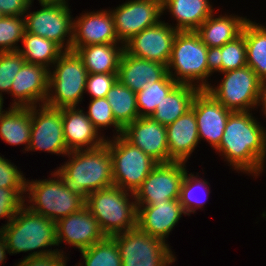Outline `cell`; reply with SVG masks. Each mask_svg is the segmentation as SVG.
I'll return each mask as SVG.
<instances>
[{
  "instance_id": "6da1fadb",
  "label": "cell",
  "mask_w": 266,
  "mask_h": 266,
  "mask_svg": "<svg viewBox=\"0 0 266 266\" xmlns=\"http://www.w3.org/2000/svg\"><path fill=\"white\" fill-rule=\"evenodd\" d=\"M257 119L252 111L231 112L215 149L230 170L254 176L253 179L266 168V127Z\"/></svg>"
},
{
  "instance_id": "7a4b0ae2",
  "label": "cell",
  "mask_w": 266,
  "mask_h": 266,
  "mask_svg": "<svg viewBox=\"0 0 266 266\" xmlns=\"http://www.w3.org/2000/svg\"><path fill=\"white\" fill-rule=\"evenodd\" d=\"M66 157L69 159L54 171L67 189L87 199L92 192L114 185L112 158L106 144L70 151Z\"/></svg>"
},
{
  "instance_id": "3957f363",
  "label": "cell",
  "mask_w": 266,
  "mask_h": 266,
  "mask_svg": "<svg viewBox=\"0 0 266 266\" xmlns=\"http://www.w3.org/2000/svg\"><path fill=\"white\" fill-rule=\"evenodd\" d=\"M0 234L6 240L10 255L29 252L23 257L29 258L57 251L67 254L64 248L61 249L62 246L52 250V246H58L56 222L31 211L25 205L11 222L0 229Z\"/></svg>"
},
{
  "instance_id": "277c9868",
  "label": "cell",
  "mask_w": 266,
  "mask_h": 266,
  "mask_svg": "<svg viewBox=\"0 0 266 266\" xmlns=\"http://www.w3.org/2000/svg\"><path fill=\"white\" fill-rule=\"evenodd\" d=\"M51 172L52 178H27L24 205L31 211L57 222L82 210L86 206V199L67 189L60 176L55 171Z\"/></svg>"
},
{
  "instance_id": "5b68a950",
  "label": "cell",
  "mask_w": 266,
  "mask_h": 266,
  "mask_svg": "<svg viewBox=\"0 0 266 266\" xmlns=\"http://www.w3.org/2000/svg\"><path fill=\"white\" fill-rule=\"evenodd\" d=\"M208 47L195 31H178L172 45L167 73L178 84L193 85L200 90L210 86L207 64Z\"/></svg>"
},
{
  "instance_id": "8992f818",
  "label": "cell",
  "mask_w": 266,
  "mask_h": 266,
  "mask_svg": "<svg viewBox=\"0 0 266 266\" xmlns=\"http://www.w3.org/2000/svg\"><path fill=\"white\" fill-rule=\"evenodd\" d=\"M86 207L97 219L106 236L111 237L137 226L134 193L115 185L89 194Z\"/></svg>"
},
{
  "instance_id": "52a82bcc",
  "label": "cell",
  "mask_w": 266,
  "mask_h": 266,
  "mask_svg": "<svg viewBox=\"0 0 266 266\" xmlns=\"http://www.w3.org/2000/svg\"><path fill=\"white\" fill-rule=\"evenodd\" d=\"M87 76L88 71L78 54L64 51L49 70L44 104L53 108L79 106L84 100Z\"/></svg>"
},
{
  "instance_id": "ba28073f",
  "label": "cell",
  "mask_w": 266,
  "mask_h": 266,
  "mask_svg": "<svg viewBox=\"0 0 266 266\" xmlns=\"http://www.w3.org/2000/svg\"><path fill=\"white\" fill-rule=\"evenodd\" d=\"M221 74V81L206 89L219 103L232 112L259 108L266 85L249 66Z\"/></svg>"
},
{
  "instance_id": "9c48e42d",
  "label": "cell",
  "mask_w": 266,
  "mask_h": 266,
  "mask_svg": "<svg viewBox=\"0 0 266 266\" xmlns=\"http://www.w3.org/2000/svg\"><path fill=\"white\" fill-rule=\"evenodd\" d=\"M105 144L112 158L114 185L135 193L158 163L122 134L108 137Z\"/></svg>"
},
{
  "instance_id": "30bf717a",
  "label": "cell",
  "mask_w": 266,
  "mask_h": 266,
  "mask_svg": "<svg viewBox=\"0 0 266 266\" xmlns=\"http://www.w3.org/2000/svg\"><path fill=\"white\" fill-rule=\"evenodd\" d=\"M111 237L116 241L122 266H171L177 260L170 244L138 226Z\"/></svg>"
},
{
  "instance_id": "8fae6325",
  "label": "cell",
  "mask_w": 266,
  "mask_h": 266,
  "mask_svg": "<svg viewBox=\"0 0 266 266\" xmlns=\"http://www.w3.org/2000/svg\"><path fill=\"white\" fill-rule=\"evenodd\" d=\"M33 3L34 0L24 15L26 32L52 40L64 51H71L74 19L71 6L39 2L40 9L31 11Z\"/></svg>"
},
{
  "instance_id": "7c38bea8",
  "label": "cell",
  "mask_w": 266,
  "mask_h": 266,
  "mask_svg": "<svg viewBox=\"0 0 266 266\" xmlns=\"http://www.w3.org/2000/svg\"><path fill=\"white\" fill-rule=\"evenodd\" d=\"M29 151H43L63 157L70 152L64 139L62 108L46 104L31 107Z\"/></svg>"
},
{
  "instance_id": "4fadbf2b",
  "label": "cell",
  "mask_w": 266,
  "mask_h": 266,
  "mask_svg": "<svg viewBox=\"0 0 266 266\" xmlns=\"http://www.w3.org/2000/svg\"><path fill=\"white\" fill-rule=\"evenodd\" d=\"M187 163H158L134 193L136 205L179 199Z\"/></svg>"
},
{
  "instance_id": "5bb4252c",
  "label": "cell",
  "mask_w": 266,
  "mask_h": 266,
  "mask_svg": "<svg viewBox=\"0 0 266 266\" xmlns=\"http://www.w3.org/2000/svg\"><path fill=\"white\" fill-rule=\"evenodd\" d=\"M109 10L114 18L117 38L122 44L142 30L157 25L163 18L162 0H126Z\"/></svg>"
},
{
  "instance_id": "9a60e30c",
  "label": "cell",
  "mask_w": 266,
  "mask_h": 266,
  "mask_svg": "<svg viewBox=\"0 0 266 266\" xmlns=\"http://www.w3.org/2000/svg\"><path fill=\"white\" fill-rule=\"evenodd\" d=\"M177 32L171 23L161 20L128 40L124 44V50L135 57L167 66Z\"/></svg>"
},
{
  "instance_id": "2e32d148",
  "label": "cell",
  "mask_w": 266,
  "mask_h": 266,
  "mask_svg": "<svg viewBox=\"0 0 266 266\" xmlns=\"http://www.w3.org/2000/svg\"><path fill=\"white\" fill-rule=\"evenodd\" d=\"M106 237L99 222L86 206L56 222L58 248L62 243H66L80 252Z\"/></svg>"
},
{
  "instance_id": "e0dca14e",
  "label": "cell",
  "mask_w": 266,
  "mask_h": 266,
  "mask_svg": "<svg viewBox=\"0 0 266 266\" xmlns=\"http://www.w3.org/2000/svg\"><path fill=\"white\" fill-rule=\"evenodd\" d=\"M120 43L114 18L107 9L84 11L73 19V39L71 51L92 44Z\"/></svg>"
},
{
  "instance_id": "ac0fdd59",
  "label": "cell",
  "mask_w": 266,
  "mask_h": 266,
  "mask_svg": "<svg viewBox=\"0 0 266 266\" xmlns=\"http://www.w3.org/2000/svg\"><path fill=\"white\" fill-rule=\"evenodd\" d=\"M191 109L195 113L198 136L213 150L220 142L231 110L225 108L209 92L200 90L195 96Z\"/></svg>"
},
{
  "instance_id": "d6986e66",
  "label": "cell",
  "mask_w": 266,
  "mask_h": 266,
  "mask_svg": "<svg viewBox=\"0 0 266 266\" xmlns=\"http://www.w3.org/2000/svg\"><path fill=\"white\" fill-rule=\"evenodd\" d=\"M49 69L43 65L24 63L10 89L14 107H34L45 103L48 95Z\"/></svg>"
},
{
  "instance_id": "ffe728a7",
  "label": "cell",
  "mask_w": 266,
  "mask_h": 266,
  "mask_svg": "<svg viewBox=\"0 0 266 266\" xmlns=\"http://www.w3.org/2000/svg\"><path fill=\"white\" fill-rule=\"evenodd\" d=\"M122 135L157 163H169L166 126L152 117H139L123 129Z\"/></svg>"
},
{
  "instance_id": "44dd1931",
  "label": "cell",
  "mask_w": 266,
  "mask_h": 266,
  "mask_svg": "<svg viewBox=\"0 0 266 266\" xmlns=\"http://www.w3.org/2000/svg\"><path fill=\"white\" fill-rule=\"evenodd\" d=\"M137 206V226L145 233L167 242L169 234L186 215L179 199Z\"/></svg>"
},
{
  "instance_id": "7402d4cb",
  "label": "cell",
  "mask_w": 266,
  "mask_h": 266,
  "mask_svg": "<svg viewBox=\"0 0 266 266\" xmlns=\"http://www.w3.org/2000/svg\"><path fill=\"white\" fill-rule=\"evenodd\" d=\"M63 132L69 151L94 149L106 143L105 137L93 125L80 106L63 107Z\"/></svg>"
},
{
  "instance_id": "603a6c76",
  "label": "cell",
  "mask_w": 266,
  "mask_h": 266,
  "mask_svg": "<svg viewBox=\"0 0 266 266\" xmlns=\"http://www.w3.org/2000/svg\"><path fill=\"white\" fill-rule=\"evenodd\" d=\"M169 162L187 163L200 144L195 113L190 109L166 126Z\"/></svg>"
},
{
  "instance_id": "cb8c5ba5",
  "label": "cell",
  "mask_w": 266,
  "mask_h": 266,
  "mask_svg": "<svg viewBox=\"0 0 266 266\" xmlns=\"http://www.w3.org/2000/svg\"><path fill=\"white\" fill-rule=\"evenodd\" d=\"M167 74V66L128 54H122L117 80L134 92L140 91L147 82H157Z\"/></svg>"
},
{
  "instance_id": "d4e9b609",
  "label": "cell",
  "mask_w": 266,
  "mask_h": 266,
  "mask_svg": "<svg viewBox=\"0 0 266 266\" xmlns=\"http://www.w3.org/2000/svg\"><path fill=\"white\" fill-rule=\"evenodd\" d=\"M223 14L216 15L214 12L195 30L207 47H222L232 41L242 33L249 19L247 16Z\"/></svg>"
},
{
  "instance_id": "484cf974",
  "label": "cell",
  "mask_w": 266,
  "mask_h": 266,
  "mask_svg": "<svg viewBox=\"0 0 266 266\" xmlns=\"http://www.w3.org/2000/svg\"><path fill=\"white\" fill-rule=\"evenodd\" d=\"M214 10L210 0H162L163 14L170 13L178 31H195Z\"/></svg>"
},
{
  "instance_id": "4316f807",
  "label": "cell",
  "mask_w": 266,
  "mask_h": 266,
  "mask_svg": "<svg viewBox=\"0 0 266 266\" xmlns=\"http://www.w3.org/2000/svg\"><path fill=\"white\" fill-rule=\"evenodd\" d=\"M90 74L117 73L124 52V44H92L75 51Z\"/></svg>"
},
{
  "instance_id": "83f0119b",
  "label": "cell",
  "mask_w": 266,
  "mask_h": 266,
  "mask_svg": "<svg viewBox=\"0 0 266 266\" xmlns=\"http://www.w3.org/2000/svg\"><path fill=\"white\" fill-rule=\"evenodd\" d=\"M208 80L215 73H223L247 66L244 27L242 33L222 47H208Z\"/></svg>"
},
{
  "instance_id": "f1b7e54d",
  "label": "cell",
  "mask_w": 266,
  "mask_h": 266,
  "mask_svg": "<svg viewBox=\"0 0 266 266\" xmlns=\"http://www.w3.org/2000/svg\"><path fill=\"white\" fill-rule=\"evenodd\" d=\"M31 135V107L10 106L0 118V138L8 145H25L26 153Z\"/></svg>"
},
{
  "instance_id": "f546056e",
  "label": "cell",
  "mask_w": 266,
  "mask_h": 266,
  "mask_svg": "<svg viewBox=\"0 0 266 266\" xmlns=\"http://www.w3.org/2000/svg\"><path fill=\"white\" fill-rule=\"evenodd\" d=\"M199 88L189 84H177L157 105L151 117L161 125L167 126L187 113Z\"/></svg>"
},
{
  "instance_id": "4dcf8cb0",
  "label": "cell",
  "mask_w": 266,
  "mask_h": 266,
  "mask_svg": "<svg viewBox=\"0 0 266 266\" xmlns=\"http://www.w3.org/2000/svg\"><path fill=\"white\" fill-rule=\"evenodd\" d=\"M246 62L266 85V26L248 19L244 25Z\"/></svg>"
},
{
  "instance_id": "1f68e13d",
  "label": "cell",
  "mask_w": 266,
  "mask_h": 266,
  "mask_svg": "<svg viewBox=\"0 0 266 266\" xmlns=\"http://www.w3.org/2000/svg\"><path fill=\"white\" fill-rule=\"evenodd\" d=\"M22 44L23 46H20L18 52L26 63L43 65L49 70L64 52L54 41L26 31L22 38Z\"/></svg>"
},
{
  "instance_id": "d6a6232c",
  "label": "cell",
  "mask_w": 266,
  "mask_h": 266,
  "mask_svg": "<svg viewBox=\"0 0 266 266\" xmlns=\"http://www.w3.org/2000/svg\"><path fill=\"white\" fill-rule=\"evenodd\" d=\"M106 98L111 106L115 121L123 129L139 118L136 92L124 86L118 80L109 90Z\"/></svg>"
},
{
  "instance_id": "836d02e7",
  "label": "cell",
  "mask_w": 266,
  "mask_h": 266,
  "mask_svg": "<svg viewBox=\"0 0 266 266\" xmlns=\"http://www.w3.org/2000/svg\"><path fill=\"white\" fill-rule=\"evenodd\" d=\"M186 173L180 191V203L187 216L195 214L197 209L205 207L211 193L209 181L196 172Z\"/></svg>"
},
{
  "instance_id": "e575fe53",
  "label": "cell",
  "mask_w": 266,
  "mask_h": 266,
  "mask_svg": "<svg viewBox=\"0 0 266 266\" xmlns=\"http://www.w3.org/2000/svg\"><path fill=\"white\" fill-rule=\"evenodd\" d=\"M177 84L168 73L157 82H147L140 91L136 92L139 117H151L157 105Z\"/></svg>"
},
{
  "instance_id": "d590c367",
  "label": "cell",
  "mask_w": 266,
  "mask_h": 266,
  "mask_svg": "<svg viewBox=\"0 0 266 266\" xmlns=\"http://www.w3.org/2000/svg\"><path fill=\"white\" fill-rule=\"evenodd\" d=\"M80 253L82 258L75 266H122L116 241L109 236Z\"/></svg>"
},
{
  "instance_id": "8d00e7d4",
  "label": "cell",
  "mask_w": 266,
  "mask_h": 266,
  "mask_svg": "<svg viewBox=\"0 0 266 266\" xmlns=\"http://www.w3.org/2000/svg\"><path fill=\"white\" fill-rule=\"evenodd\" d=\"M93 125L101 132L106 128L114 127L112 137L119 136L123 133V128L115 121L111 106L107 98L90 99L88 110L85 112Z\"/></svg>"
},
{
  "instance_id": "74e56055",
  "label": "cell",
  "mask_w": 266,
  "mask_h": 266,
  "mask_svg": "<svg viewBox=\"0 0 266 266\" xmlns=\"http://www.w3.org/2000/svg\"><path fill=\"white\" fill-rule=\"evenodd\" d=\"M25 31L24 16H3L0 19V52L18 51Z\"/></svg>"
},
{
  "instance_id": "f35d334b",
  "label": "cell",
  "mask_w": 266,
  "mask_h": 266,
  "mask_svg": "<svg viewBox=\"0 0 266 266\" xmlns=\"http://www.w3.org/2000/svg\"><path fill=\"white\" fill-rule=\"evenodd\" d=\"M24 63L25 59L18 51L0 52V97L10 93L13 79Z\"/></svg>"
},
{
  "instance_id": "ab89813d",
  "label": "cell",
  "mask_w": 266,
  "mask_h": 266,
  "mask_svg": "<svg viewBox=\"0 0 266 266\" xmlns=\"http://www.w3.org/2000/svg\"><path fill=\"white\" fill-rule=\"evenodd\" d=\"M25 193L26 190L0 187V219L7 220L5 224L0 226V229L11 222L15 214L24 206Z\"/></svg>"
},
{
  "instance_id": "60d3db41",
  "label": "cell",
  "mask_w": 266,
  "mask_h": 266,
  "mask_svg": "<svg viewBox=\"0 0 266 266\" xmlns=\"http://www.w3.org/2000/svg\"><path fill=\"white\" fill-rule=\"evenodd\" d=\"M27 179L20 167L0 155V187L14 190H26Z\"/></svg>"
},
{
  "instance_id": "b9f144b4",
  "label": "cell",
  "mask_w": 266,
  "mask_h": 266,
  "mask_svg": "<svg viewBox=\"0 0 266 266\" xmlns=\"http://www.w3.org/2000/svg\"><path fill=\"white\" fill-rule=\"evenodd\" d=\"M116 81L117 73H88L85 94H89L90 99L105 98Z\"/></svg>"
},
{
  "instance_id": "7bdbcfd3",
  "label": "cell",
  "mask_w": 266,
  "mask_h": 266,
  "mask_svg": "<svg viewBox=\"0 0 266 266\" xmlns=\"http://www.w3.org/2000/svg\"><path fill=\"white\" fill-rule=\"evenodd\" d=\"M69 257L57 251L46 255L23 258L15 266H67Z\"/></svg>"
},
{
  "instance_id": "ee69618b",
  "label": "cell",
  "mask_w": 266,
  "mask_h": 266,
  "mask_svg": "<svg viewBox=\"0 0 266 266\" xmlns=\"http://www.w3.org/2000/svg\"><path fill=\"white\" fill-rule=\"evenodd\" d=\"M33 0H0L3 16H24Z\"/></svg>"
},
{
  "instance_id": "f6af8a7d",
  "label": "cell",
  "mask_w": 266,
  "mask_h": 266,
  "mask_svg": "<svg viewBox=\"0 0 266 266\" xmlns=\"http://www.w3.org/2000/svg\"><path fill=\"white\" fill-rule=\"evenodd\" d=\"M7 251V252H6ZM10 255L6 240L4 239V237L0 234V265L2 266V264L5 262V260H7V255Z\"/></svg>"
},
{
  "instance_id": "bcb514c9",
  "label": "cell",
  "mask_w": 266,
  "mask_h": 266,
  "mask_svg": "<svg viewBox=\"0 0 266 266\" xmlns=\"http://www.w3.org/2000/svg\"><path fill=\"white\" fill-rule=\"evenodd\" d=\"M261 109V114L262 116L264 115L266 118V86H265V89H264V92H263V96H262V99L260 101V106H259Z\"/></svg>"
},
{
  "instance_id": "7dc6e473",
  "label": "cell",
  "mask_w": 266,
  "mask_h": 266,
  "mask_svg": "<svg viewBox=\"0 0 266 266\" xmlns=\"http://www.w3.org/2000/svg\"><path fill=\"white\" fill-rule=\"evenodd\" d=\"M39 2H44V3H60V4H67L69 5L70 3H68V0H38Z\"/></svg>"
},
{
  "instance_id": "c3c4849f",
  "label": "cell",
  "mask_w": 266,
  "mask_h": 266,
  "mask_svg": "<svg viewBox=\"0 0 266 266\" xmlns=\"http://www.w3.org/2000/svg\"><path fill=\"white\" fill-rule=\"evenodd\" d=\"M3 103H4V98L0 97V118L3 115V113L6 111L3 109L4 107Z\"/></svg>"
}]
</instances>
